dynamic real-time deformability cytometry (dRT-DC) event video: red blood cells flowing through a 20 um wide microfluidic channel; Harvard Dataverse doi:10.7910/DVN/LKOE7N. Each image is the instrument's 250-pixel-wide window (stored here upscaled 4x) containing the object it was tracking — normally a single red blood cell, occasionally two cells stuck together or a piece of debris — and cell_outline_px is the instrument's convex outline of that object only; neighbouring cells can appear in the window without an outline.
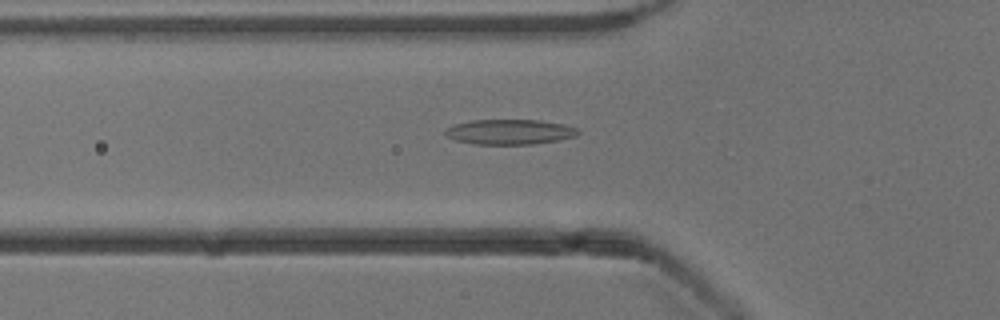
{"species": "common noctule bat (a hibernating species)", "species_latin": "Nyctalus noctula", "temperature_condition": "cold", "stored_images_in_passage": 13, "camera_frame_rate_fps": 3000, "um_per_image_px": 0.085, "animal": {"sex": "male", "body_mass_g": 13.3}, "frame": {"image": 1, "passage_image": 4, "time_ms": 1.0, "image_size_px": [1000, 320], "cell_outline_px": [[580, 132], [576, 136], [560, 140], [532, 144], [476, 144], [456, 140], [448, 136], [444, 132], [444, 128], [452, 124], [472, 120], [540, 120], [564, 124], [580, 128]], "centroid_in_image_um": [43.35, 11.2], "position_along_channel_um": 82.5, "area_um2": 19.59}}
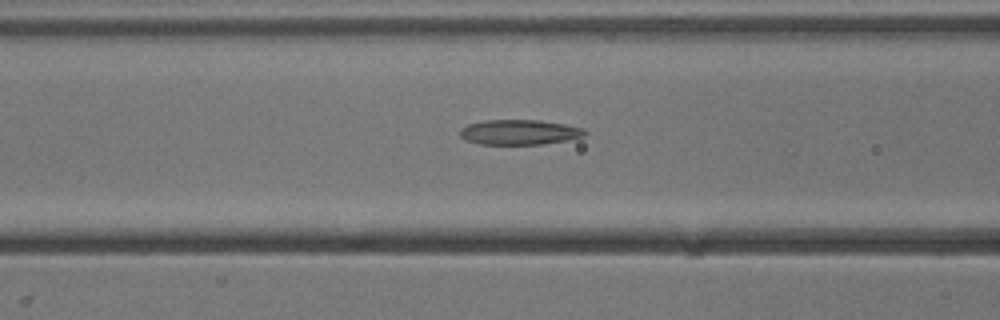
{"frame": {"image": 2, "passage_image": 7, "time_ms": 2.0, "image_size_px": [1000, 320], "cell_outline_px": [[588, 132], [584, 136], [568, 140], [540, 144], [480, 144], [468, 140], [460, 136], [460, 128], [468, 124], [484, 120], [540, 120], [564, 124], [584, 128]], "centroid_in_image_um": [44.17, 11.23], "position_along_channel_um": 122.4, "area_um2": 18.21}}
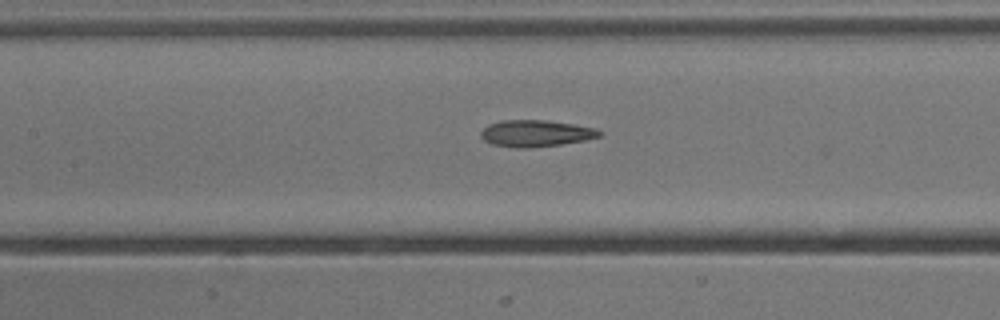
{"frame": {"image": 3, "passage_image": 10, "time_ms": 3.0, "image_size_px": [1000, 320], "cell_outline_px": [[604, 132], [600, 136], [584, 140], [560, 144], [528, 148], [516, 148], [492, 144], [484, 140], [480, 136], [480, 132], [488, 124], [504, 120], [544, 120], [572, 124], [596, 128]], "centroid_in_image_um": [45.53, 11.33], "position_along_channel_um": 161.9, "area_um2": 18.32}}